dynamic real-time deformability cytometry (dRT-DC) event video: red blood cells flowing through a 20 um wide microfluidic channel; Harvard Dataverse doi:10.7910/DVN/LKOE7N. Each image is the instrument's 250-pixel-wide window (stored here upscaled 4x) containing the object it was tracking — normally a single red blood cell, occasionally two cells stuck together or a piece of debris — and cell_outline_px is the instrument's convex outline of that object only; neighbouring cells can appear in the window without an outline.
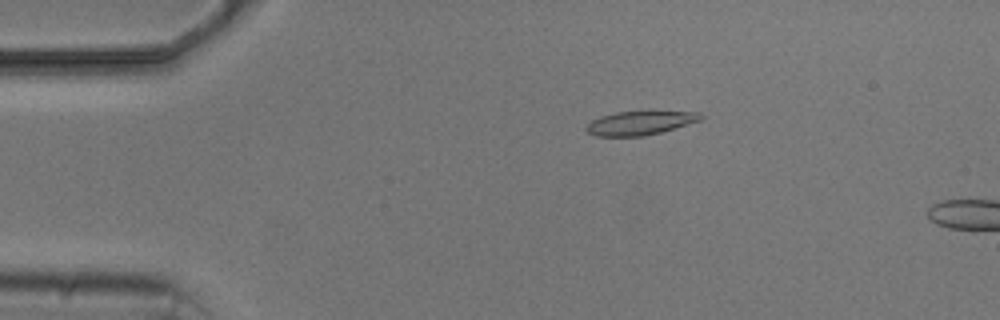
{"species": "common noctule bat (a hibernating species)", "species_latin": "Nyctalus noctula", "temperature_condition": "cold", "stored_images_in_passage": 2, "camera_frame_rate_fps": 3000, "um_per_image_px": 0.085, "animal": {"sex": "male", "body_mass_g": 20.5, "forearm_length_mm": 52.5}, "frame": {"image": 1, "passage_image": 1, "time_ms": 0.0, "image_size_px": [1000, 320], "cell_outline_px": [[704, 116], [700, 120], [660, 132], [644, 136], [596, 136], [588, 132], [584, 128], [592, 120], [600, 116], [616, 112], [700, 112]], "centroid_in_image_um": [54.35, 10.46], "position_along_channel_um": 30.6, "area_um2": 15.55}}